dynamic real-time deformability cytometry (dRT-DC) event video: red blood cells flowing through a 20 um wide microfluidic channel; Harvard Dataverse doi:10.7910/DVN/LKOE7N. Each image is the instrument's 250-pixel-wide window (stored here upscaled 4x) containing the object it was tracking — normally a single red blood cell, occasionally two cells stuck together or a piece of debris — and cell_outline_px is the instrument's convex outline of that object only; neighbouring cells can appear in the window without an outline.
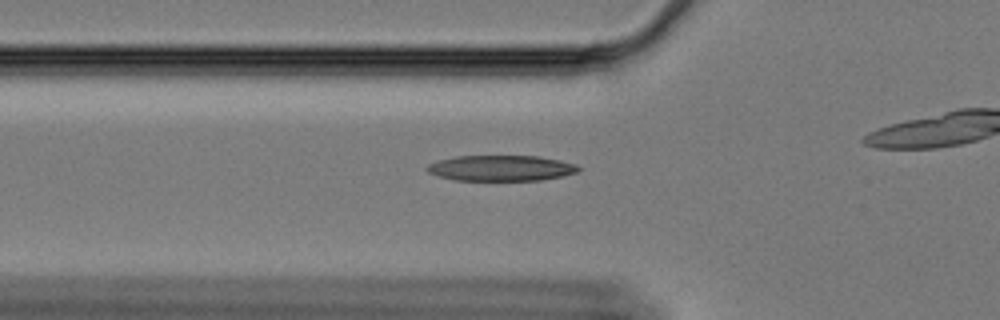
{"species": "Egyptian fruit bat (a non-hibernating species)", "species_latin": "Rousettus aegyptiacus", "temperature_condition": "cold", "stored_images_in_passage": 9, "camera_frame_rate_fps": 3000, "um_per_image_px": 0.085, "animal": {"sex": "female"}, "frame": {"image": 1, "passage_image": 6, "time_ms": 1.667, "image_size_px": [1000, 320], "cell_outline_px": [[580, 168], [576, 172], [564, 176], [540, 180], [456, 180], [440, 176], [428, 172], [424, 168], [428, 164], [440, 160], [456, 156], [540, 156], [560, 160], [576, 164]], "centroid_in_image_um": [42.6, 14.28], "position_along_channel_um": 83.2, "area_um2": 22.54}}